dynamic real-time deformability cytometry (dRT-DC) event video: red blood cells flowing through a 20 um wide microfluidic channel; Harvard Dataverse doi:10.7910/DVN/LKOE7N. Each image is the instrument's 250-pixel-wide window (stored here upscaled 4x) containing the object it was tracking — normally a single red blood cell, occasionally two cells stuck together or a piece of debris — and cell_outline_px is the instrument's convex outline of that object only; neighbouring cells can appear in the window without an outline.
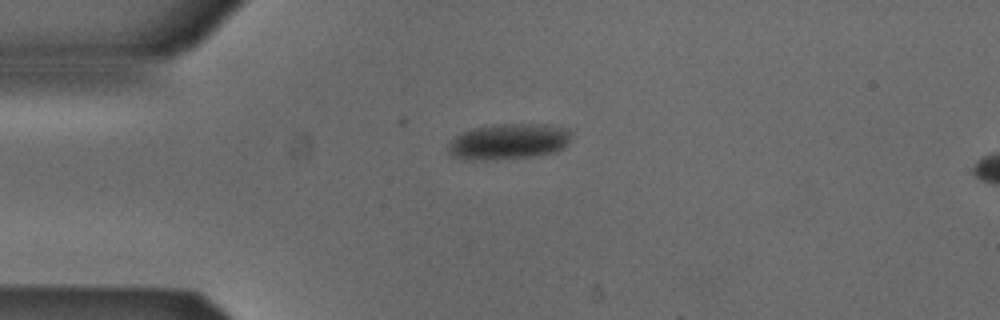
{"species": "Egyptian fruit bat (a non-hibernating species)", "species_latin": "Rousettus aegyptiacus", "temperature_condition": "cold", "stored_images_in_passage": 41, "camera_frame_rate_fps": 3000, "um_per_image_px": 0.085, "animal": {"sex": "male"}, "frame": {"image": 1, "passage_image": 1, "time_ms": 0.0, "image_size_px": [1000, 320], "cell_outline_px": [[572, 132], [568, 144], [564, 148], [556, 152], [532, 156], [492, 160], [464, 160], [452, 156], [448, 152], [448, 144], [456, 136], [464, 132], [476, 128], [496, 124], [544, 124], [568, 128]], "centroid_in_image_um": [43.26, 12.04], "position_along_channel_um": 41.7, "area_um2": 25.84}}
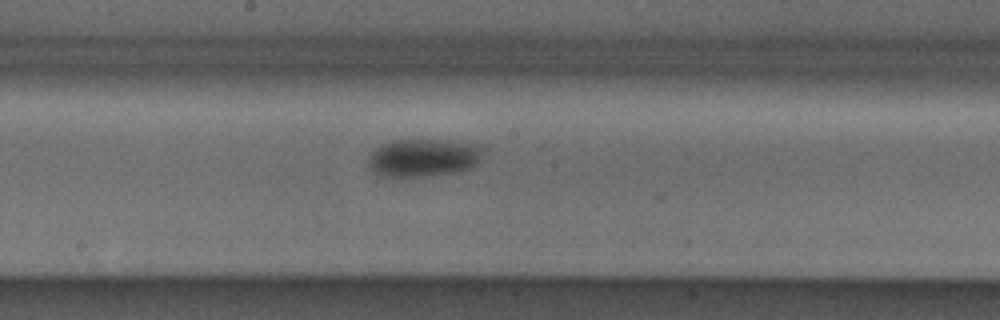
{"frame": {"image": 2, "passage_image": 16, "time_ms": 5.0, "image_size_px": [1000, 320], "cell_outline_px": [[484, 152], [476, 164], [472, 168], [456, 172], [396, 180], [380, 176], [368, 164], [368, 156], [376, 148], [392, 140], [448, 140], [480, 144], [484, 148]], "centroid_in_image_um": [35.99, 13.43], "position_along_channel_um": 212.2, "area_um2": 26.07}}
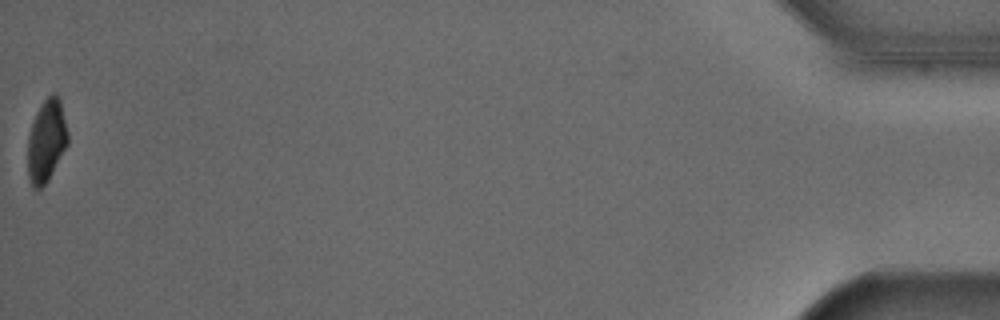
{"frame": {"image": 3, "passage_image": 41, "time_ms": 13.333, "image_size_px": [1000, 320], "cell_outline_px": [[68, 144], [48, 180], [40, 188], [32, 188], [28, 176], [28, 136], [36, 112], [40, 104], [52, 92], [56, 92], [60, 100], [68, 132]], "centroid_in_image_um": [3.95, 11.94], "position_along_channel_um": 431.3, "area_um2": 19.25}, "authors_computed_cell_mechanics": {"area_um2": 25.2586, "velocity_mm_per_s": 3.8856, "shape_relaxation_time_tau1_ms": 3.5189, "shape_relaxation_time_tau2_ms": null, "deformation_change_tau1": 0.0681, "deformation_change_tau2": null}}